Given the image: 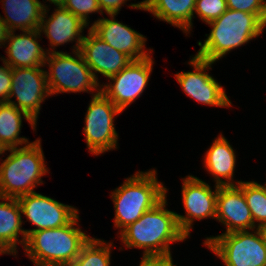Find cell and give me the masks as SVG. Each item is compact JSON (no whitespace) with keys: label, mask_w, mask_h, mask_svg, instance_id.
Masks as SVG:
<instances>
[{"label":"cell","mask_w":266,"mask_h":266,"mask_svg":"<svg viewBox=\"0 0 266 266\" xmlns=\"http://www.w3.org/2000/svg\"><path fill=\"white\" fill-rule=\"evenodd\" d=\"M0 66V103L8 101L12 82V68L3 62Z\"/></svg>","instance_id":"cell-29"},{"label":"cell","mask_w":266,"mask_h":266,"mask_svg":"<svg viewBox=\"0 0 266 266\" xmlns=\"http://www.w3.org/2000/svg\"><path fill=\"white\" fill-rule=\"evenodd\" d=\"M182 181V203L186 214L176 213V216L181 231L189 237L195 219L216 218L218 185L215 184V190L212 191L208 183L192 175Z\"/></svg>","instance_id":"cell-13"},{"label":"cell","mask_w":266,"mask_h":266,"mask_svg":"<svg viewBox=\"0 0 266 266\" xmlns=\"http://www.w3.org/2000/svg\"><path fill=\"white\" fill-rule=\"evenodd\" d=\"M37 139L22 147L6 149L10 154L0 165V196L18 198L29 194L43 184L42 177L49 171L45 157Z\"/></svg>","instance_id":"cell-5"},{"label":"cell","mask_w":266,"mask_h":266,"mask_svg":"<svg viewBox=\"0 0 266 266\" xmlns=\"http://www.w3.org/2000/svg\"><path fill=\"white\" fill-rule=\"evenodd\" d=\"M6 151V148L0 144V155Z\"/></svg>","instance_id":"cell-34"},{"label":"cell","mask_w":266,"mask_h":266,"mask_svg":"<svg viewBox=\"0 0 266 266\" xmlns=\"http://www.w3.org/2000/svg\"><path fill=\"white\" fill-rule=\"evenodd\" d=\"M78 220L79 215L65 226L33 231L27 237L24 250L35 266H69L78 257L90 239Z\"/></svg>","instance_id":"cell-3"},{"label":"cell","mask_w":266,"mask_h":266,"mask_svg":"<svg viewBox=\"0 0 266 266\" xmlns=\"http://www.w3.org/2000/svg\"><path fill=\"white\" fill-rule=\"evenodd\" d=\"M23 118L28 121L34 131L37 123L27 113L8 102L0 103V144L6 149L32 143L27 138L19 136Z\"/></svg>","instance_id":"cell-23"},{"label":"cell","mask_w":266,"mask_h":266,"mask_svg":"<svg viewBox=\"0 0 266 266\" xmlns=\"http://www.w3.org/2000/svg\"><path fill=\"white\" fill-rule=\"evenodd\" d=\"M207 246L226 266H266V234L256 228L206 237Z\"/></svg>","instance_id":"cell-7"},{"label":"cell","mask_w":266,"mask_h":266,"mask_svg":"<svg viewBox=\"0 0 266 266\" xmlns=\"http://www.w3.org/2000/svg\"><path fill=\"white\" fill-rule=\"evenodd\" d=\"M228 9L255 14L266 25L265 0H226Z\"/></svg>","instance_id":"cell-28"},{"label":"cell","mask_w":266,"mask_h":266,"mask_svg":"<svg viewBox=\"0 0 266 266\" xmlns=\"http://www.w3.org/2000/svg\"><path fill=\"white\" fill-rule=\"evenodd\" d=\"M1 254H3V255H4L5 253H4V251H3V250H1V249H0V255H1Z\"/></svg>","instance_id":"cell-35"},{"label":"cell","mask_w":266,"mask_h":266,"mask_svg":"<svg viewBox=\"0 0 266 266\" xmlns=\"http://www.w3.org/2000/svg\"><path fill=\"white\" fill-rule=\"evenodd\" d=\"M215 219L226 226L222 234L257 228L239 185L218 186Z\"/></svg>","instance_id":"cell-16"},{"label":"cell","mask_w":266,"mask_h":266,"mask_svg":"<svg viewBox=\"0 0 266 266\" xmlns=\"http://www.w3.org/2000/svg\"><path fill=\"white\" fill-rule=\"evenodd\" d=\"M0 200H3L0 202V249L15 256L17 243L24 248L27 241L26 229H22L21 208L17 198L0 196ZM19 234L23 238L19 239Z\"/></svg>","instance_id":"cell-20"},{"label":"cell","mask_w":266,"mask_h":266,"mask_svg":"<svg viewBox=\"0 0 266 266\" xmlns=\"http://www.w3.org/2000/svg\"><path fill=\"white\" fill-rule=\"evenodd\" d=\"M47 1L51 2V4L53 3L56 7L63 6L64 3L66 2V0H47Z\"/></svg>","instance_id":"cell-33"},{"label":"cell","mask_w":266,"mask_h":266,"mask_svg":"<svg viewBox=\"0 0 266 266\" xmlns=\"http://www.w3.org/2000/svg\"><path fill=\"white\" fill-rule=\"evenodd\" d=\"M112 242L90 237L69 266H110Z\"/></svg>","instance_id":"cell-25"},{"label":"cell","mask_w":266,"mask_h":266,"mask_svg":"<svg viewBox=\"0 0 266 266\" xmlns=\"http://www.w3.org/2000/svg\"><path fill=\"white\" fill-rule=\"evenodd\" d=\"M108 18H99L90 28L99 38L111 47L126 54L133 61L142 60L150 56L152 50L146 52L145 36L127 25L115 20V14Z\"/></svg>","instance_id":"cell-14"},{"label":"cell","mask_w":266,"mask_h":266,"mask_svg":"<svg viewBox=\"0 0 266 266\" xmlns=\"http://www.w3.org/2000/svg\"><path fill=\"white\" fill-rule=\"evenodd\" d=\"M212 27L196 57L216 62L231 50L261 35L265 24L252 13L227 9L219 18L207 23Z\"/></svg>","instance_id":"cell-2"},{"label":"cell","mask_w":266,"mask_h":266,"mask_svg":"<svg viewBox=\"0 0 266 266\" xmlns=\"http://www.w3.org/2000/svg\"><path fill=\"white\" fill-rule=\"evenodd\" d=\"M120 113L122 111L101 91L92 93L83 127L87 148L91 154L97 156L117 148L118 133L115 130L114 118Z\"/></svg>","instance_id":"cell-8"},{"label":"cell","mask_w":266,"mask_h":266,"mask_svg":"<svg viewBox=\"0 0 266 266\" xmlns=\"http://www.w3.org/2000/svg\"><path fill=\"white\" fill-rule=\"evenodd\" d=\"M153 58L132 61L118 74L109 78V84L101 85V92L122 112L139 98L148 85L153 69Z\"/></svg>","instance_id":"cell-9"},{"label":"cell","mask_w":266,"mask_h":266,"mask_svg":"<svg viewBox=\"0 0 266 266\" xmlns=\"http://www.w3.org/2000/svg\"><path fill=\"white\" fill-rule=\"evenodd\" d=\"M227 9L226 0H196L194 14L208 23L219 18Z\"/></svg>","instance_id":"cell-26"},{"label":"cell","mask_w":266,"mask_h":266,"mask_svg":"<svg viewBox=\"0 0 266 266\" xmlns=\"http://www.w3.org/2000/svg\"><path fill=\"white\" fill-rule=\"evenodd\" d=\"M41 34L39 29L22 31L20 35L9 31L6 40L8 47L5 46L8 57H1V60L11 68H44L48 53L38 43L37 38H40Z\"/></svg>","instance_id":"cell-18"},{"label":"cell","mask_w":266,"mask_h":266,"mask_svg":"<svg viewBox=\"0 0 266 266\" xmlns=\"http://www.w3.org/2000/svg\"><path fill=\"white\" fill-rule=\"evenodd\" d=\"M238 185L243 190L254 225L264 229L266 227V182L265 185H261L255 181H242Z\"/></svg>","instance_id":"cell-24"},{"label":"cell","mask_w":266,"mask_h":266,"mask_svg":"<svg viewBox=\"0 0 266 266\" xmlns=\"http://www.w3.org/2000/svg\"><path fill=\"white\" fill-rule=\"evenodd\" d=\"M139 266H177L174 265L170 254L165 255H143Z\"/></svg>","instance_id":"cell-30"},{"label":"cell","mask_w":266,"mask_h":266,"mask_svg":"<svg viewBox=\"0 0 266 266\" xmlns=\"http://www.w3.org/2000/svg\"><path fill=\"white\" fill-rule=\"evenodd\" d=\"M63 7L80 18L88 26L90 23L88 20L90 13L97 12L103 15L97 0H66Z\"/></svg>","instance_id":"cell-27"},{"label":"cell","mask_w":266,"mask_h":266,"mask_svg":"<svg viewBox=\"0 0 266 266\" xmlns=\"http://www.w3.org/2000/svg\"><path fill=\"white\" fill-rule=\"evenodd\" d=\"M5 18L2 20L9 31L36 30L40 28L44 9L48 6L39 0H1Z\"/></svg>","instance_id":"cell-22"},{"label":"cell","mask_w":266,"mask_h":266,"mask_svg":"<svg viewBox=\"0 0 266 266\" xmlns=\"http://www.w3.org/2000/svg\"><path fill=\"white\" fill-rule=\"evenodd\" d=\"M228 140L220 134L204 155V167L214 177L218 186L238 185L233 175L236 166V155ZM224 178V179H222Z\"/></svg>","instance_id":"cell-21"},{"label":"cell","mask_w":266,"mask_h":266,"mask_svg":"<svg viewBox=\"0 0 266 266\" xmlns=\"http://www.w3.org/2000/svg\"><path fill=\"white\" fill-rule=\"evenodd\" d=\"M80 52L98 83L96 73L109 79L133 61L129 56L99 38L90 28L87 37L84 36L82 40Z\"/></svg>","instance_id":"cell-15"},{"label":"cell","mask_w":266,"mask_h":266,"mask_svg":"<svg viewBox=\"0 0 266 266\" xmlns=\"http://www.w3.org/2000/svg\"><path fill=\"white\" fill-rule=\"evenodd\" d=\"M127 1L129 0H97L102 14L105 11L107 15H118L122 5Z\"/></svg>","instance_id":"cell-31"},{"label":"cell","mask_w":266,"mask_h":266,"mask_svg":"<svg viewBox=\"0 0 266 266\" xmlns=\"http://www.w3.org/2000/svg\"><path fill=\"white\" fill-rule=\"evenodd\" d=\"M193 71L178 72L175 78L183 92L195 101L217 107H231L232 103L226 95L224 87L213 76L207 73L214 62L200 59L196 56L188 62Z\"/></svg>","instance_id":"cell-12"},{"label":"cell","mask_w":266,"mask_h":266,"mask_svg":"<svg viewBox=\"0 0 266 266\" xmlns=\"http://www.w3.org/2000/svg\"><path fill=\"white\" fill-rule=\"evenodd\" d=\"M46 51L48 54L44 65L49 66V71L45 72L50 95L101 91V84L97 82L80 50L72 52L74 56L63 51Z\"/></svg>","instance_id":"cell-6"},{"label":"cell","mask_w":266,"mask_h":266,"mask_svg":"<svg viewBox=\"0 0 266 266\" xmlns=\"http://www.w3.org/2000/svg\"><path fill=\"white\" fill-rule=\"evenodd\" d=\"M196 0H143L129 7L148 11L160 21L178 27L188 34L193 26ZM188 32V33H187Z\"/></svg>","instance_id":"cell-19"},{"label":"cell","mask_w":266,"mask_h":266,"mask_svg":"<svg viewBox=\"0 0 266 266\" xmlns=\"http://www.w3.org/2000/svg\"><path fill=\"white\" fill-rule=\"evenodd\" d=\"M49 10L44 9L39 30L49 39L51 49L75 41L72 52L80 50L84 38L81 33L88 25L63 6H57L55 12L46 19Z\"/></svg>","instance_id":"cell-17"},{"label":"cell","mask_w":266,"mask_h":266,"mask_svg":"<svg viewBox=\"0 0 266 266\" xmlns=\"http://www.w3.org/2000/svg\"><path fill=\"white\" fill-rule=\"evenodd\" d=\"M46 70L41 67L12 68V82L8 103L27 113L36 123L41 103L50 96ZM17 98V102L12 101Z\"/></svg>","instance_id":"cell-10"},{"label":"cell","mask_w":266,"mask_h":266,"mask_svg":"<svg viewBox=\"0 0 266 266\" xmlns=\"http://www.w3.org/2000/svg\"><path fill=\"white\" fill-rule=\"evenodd\" d=\"M8 33H9V30L7 29V26L2 20L1 15H0V46L1 45L5 46V44L7 43L6 40H7Z\"/></svg>","instance_id":"cell-32"},{"label":"cell","mask_w":266,"mask_h":266,"mask_svg":"<svg viewBox=\"0 0 266 266\" xmlns=\"http://www.w3.org/2000/svg\"><path fill=\"white\" fill-rule=\"evenodd\" d=\"M17 200L21 208V214H24L27 221L36 227L35 229L25 230L27 237L33 231L65 226L79 214V210L75 207L37 192L22 195Z\"/></svg>","instance_id":"cell-11"},{"label":"cell","mask_w":266,"mask_h":266,"mask_svg":"<svg viewBox=\"0 0 266 266\" xmlns=\"http://www.w3.org/2000/svg\"><path fill=\"white\" fill-rule=\"evenodd\" d=\"M166 198L118 233L126 248L143 249V255H165L171 253V243L187 239L176 212L166 209Z\"/></svg>","instance_id":"cell-1"},{"label":"cell","mask_w":266,"mask_h":266,"mask_svg":"<svg viewBox=\"0 0 266 266\" xmlns=\"http://www.w3.org/2000/svg\"><path fill=\"white\" fill-rule=\"evenodd\" d=\"M156 170L138 171L128 177L112 193L115 208L114 226L119 233L154 208L167 195V188L158 182Z\"/></svg>","instance_id":"cell-4"}]
</instances>
